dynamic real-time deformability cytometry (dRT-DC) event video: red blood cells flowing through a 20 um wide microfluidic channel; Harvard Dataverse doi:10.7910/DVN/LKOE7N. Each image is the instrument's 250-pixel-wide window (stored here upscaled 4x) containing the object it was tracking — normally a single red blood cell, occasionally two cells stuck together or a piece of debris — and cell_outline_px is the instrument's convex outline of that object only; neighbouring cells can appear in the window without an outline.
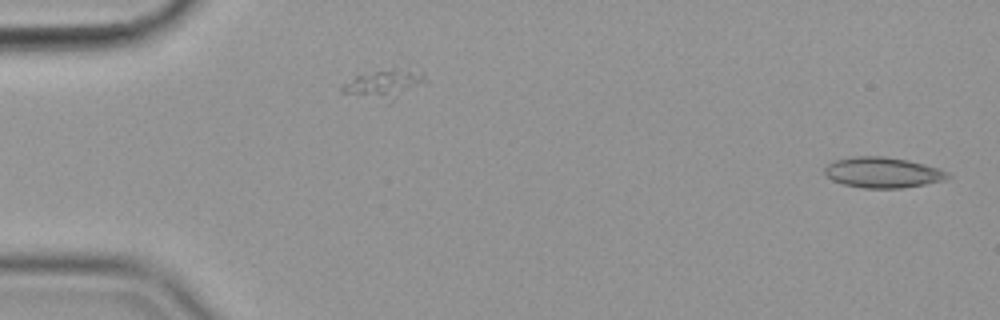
{"species": "common noctule bat (a hibernating species)", "species_latin": "Nyctalus noctula", "temperature_condition": "cold", "stored_images_in_passage": 15, "camera_frame_rate_fps": 3000, "um_per_image_px": 0.085, "animal": {"sex": "female", "body_mass_g": 19.9}, "frame": {"image": 1, "passage_image": 1, "time_ms": 0.0, "image_size_px": [1000, 320], "cell_outline_px": [[952, 176], [944, 180], [924, 184], [900, 188], [864, 188], [844, 184], [832, 180], [824, 172], [824, 168], [828, 164], [836, 160], [856, 156], [884, 156], [908, 160], [940, 168], [948, 172]], "centroid_in_image_um": [75.06, 14.66], "position_along_channel_um": 9.9, "area_um2": 21.85}}
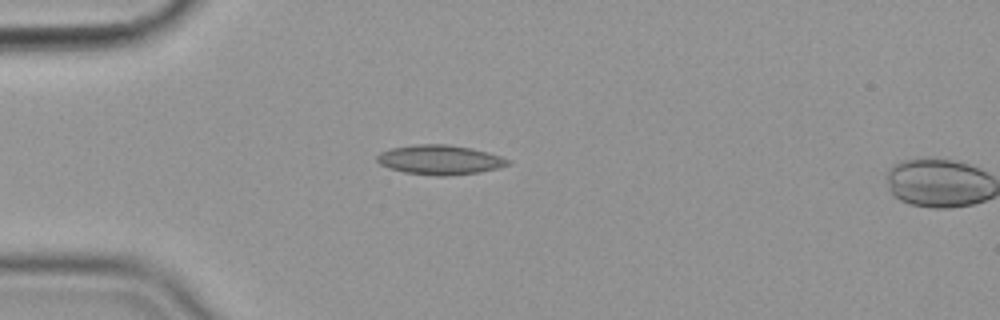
{"frame": {"image": 2, "passage_image": 14, "time_ms": 4.333, "image_size_px": [1000, 320], "cell_outline_px": [[512, 164], [500, 168], [480, 172], [448, 176], [436, 176], [404, 172], [388, 168], [380, 164], [376, 160], [376, 156], [380, 152], [392, 148], [416, 144], [448, 144], [472, 148], [488, 152], [512, 160]], "centroid_in_image_um": [37.43, 13.59], "position_along_channel_um": 47.6, "area_um2": 22.83}}